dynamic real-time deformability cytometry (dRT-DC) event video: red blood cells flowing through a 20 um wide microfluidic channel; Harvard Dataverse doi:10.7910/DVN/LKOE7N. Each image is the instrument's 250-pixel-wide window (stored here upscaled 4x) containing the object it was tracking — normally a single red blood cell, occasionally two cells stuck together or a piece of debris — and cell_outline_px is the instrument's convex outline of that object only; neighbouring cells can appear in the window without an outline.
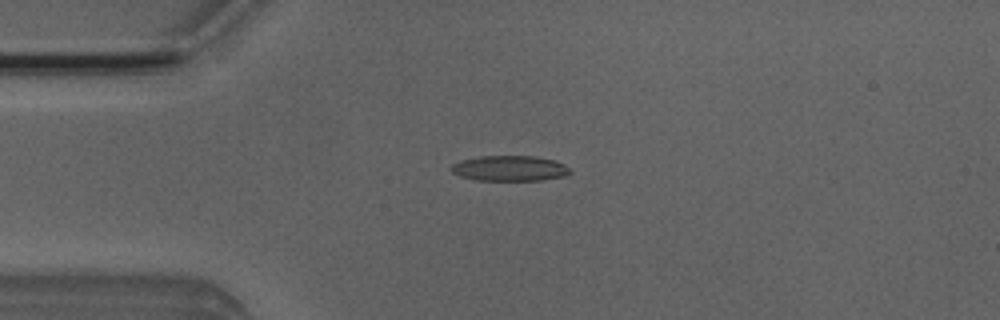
{"species": "Egyptian fruit bat (a non-hibernating species)", "species_latin": "Rousettus aegyptiacus", "temperature_condition": "room temperature", "stored_images_in_passage": 40, "camera_frame_rate_fps": 3000, "um_per_image_px": 0.085, "animal": {"sex": "male"}, "frame": {"image": 1, "passage_image": 1, "time_ms": 0.0, "image_size_px": [1000, 320], "cell_outline_px": [[572, 172], [564, 176], [540, 180], [476, 180], [460, 176], [452, 172], [452, 164], [460, 160], [480, 156], [536, 156], [556, 160], [564, 164]], "centroid_in_image_um": [43.33, 14.3], "position_along_channel_um": 41.7, "area_um2": 17.57}}
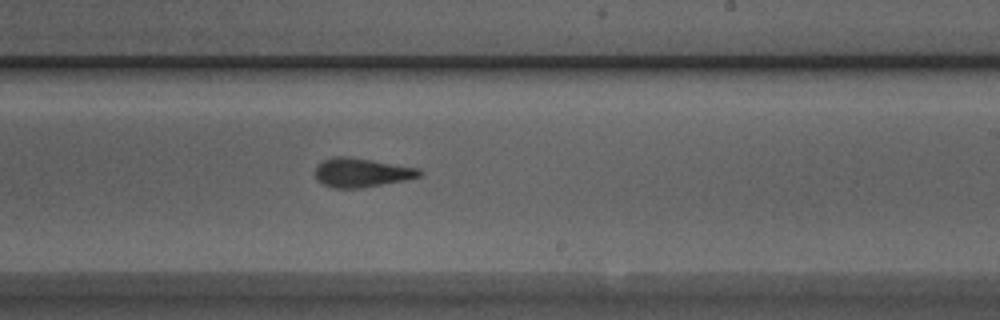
{"frame": {"image": 2, "passage_image": 19, "time_ms": 6.0, "image_size_px": [1000, 320], "cell_outline_px": [[424, 172], [420, 176], [404, 180], [360, 188], [332, 188], [316, 180], [316, 164], [332, 156], [348, 156], [420, 168]], "centroid_in_image_um": [30.72, 14.66], "position_along_channel_um": 258.3, "area_um2": 17.69}}
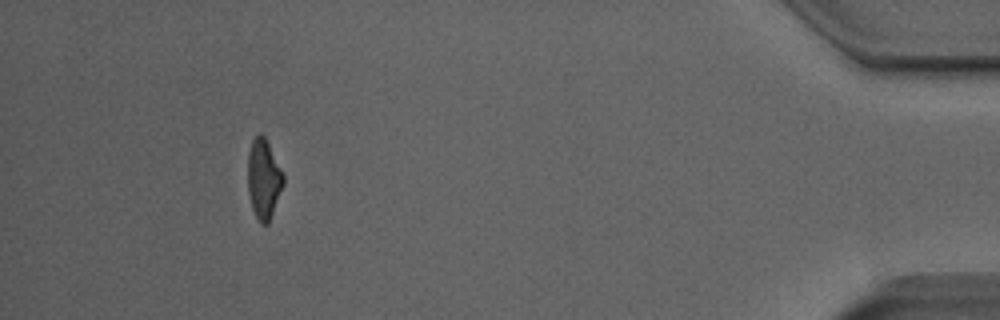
{"frame": {"image": 3, "passage_image": 36, "time_ms": 11.667, "image_size_px": [1000, 320], "cell_outline_px": [[284, 184], [268, 224], [260, 224], [252, 208], [248, 192], [248, 152], [252, 140], [260, 132], [264, 136], [284, 176]], "centroid_in_image_um": [22.4, 15.23], "position_along_channel_um": 412.8, "area_um2": 16.3}, "authors_computed_cell_mechanics": {"area_um2": 17.5134, "velocity_mm_per_s": 3.9579, "shape_relaxation_time_tau1_ms": 6.4014, "shape_relaxation_time_tau2_ms": 2.9729, "deformation_change_tau1": 0.2244, "deformation_change_tau2": 0.0929}}